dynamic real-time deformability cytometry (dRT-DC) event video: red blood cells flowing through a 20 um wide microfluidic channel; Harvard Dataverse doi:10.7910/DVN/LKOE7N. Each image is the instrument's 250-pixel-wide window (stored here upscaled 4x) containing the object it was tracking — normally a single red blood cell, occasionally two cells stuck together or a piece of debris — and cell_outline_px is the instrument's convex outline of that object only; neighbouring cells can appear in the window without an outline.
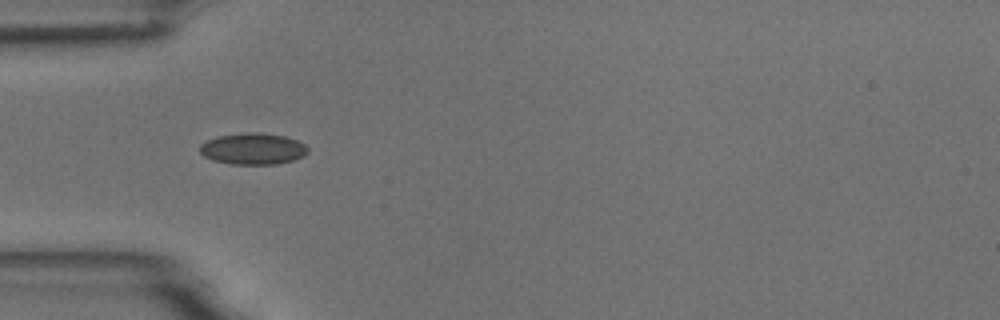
{"species": "common noctule bat (a hibernating species)", "species_latin": "Nyctalus noctula", "temperature_condition": "room temperature", "stored_images_in_passage": 11, "camera_frame_rate_fps": 3000, "um_per_image_px": 0.085, "animal": {"sex": "male", "body_mass_g": 18.8}, "frame": {"image": 1, "passage_image": 1, "time_ms": 0.0, "image_size_px": [1000, 320], "cell_outline_px": [[308, 152], [304, 156], [292, 160], [276, 164], [232, 164], [212, 160], [204, 156], [200, 152], [200, 144], [216, 136], [244, 132], [260, 132], [284, 136], [296, 140], [304, 144], [308, 148]], "centroid_in_image_um": [21.49, 12.64], "position_along_channel_um": 63.5, "area_um2": 19.83}}
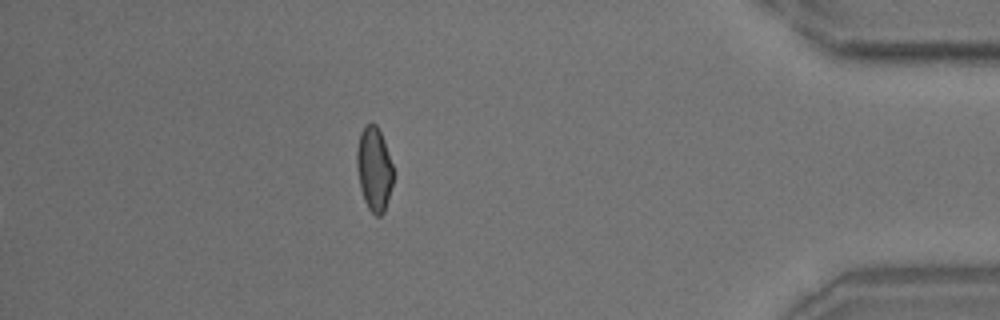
{"frame": {"image": 2, "passage_image": 10, "time_ms": 10.333, "image_size_px": [1000, 320], "cell_outline_px": [[396, 172], [384, 212], [380, 216], [376, 216], [368, 208], [364, 200], [360, 188], [356, 168], [356, 152], [360, 132], [364, 124], [376, 124], [384, 140]], "centroid_in_image_um": [31.81, 14.35], "position_along_channel_um": 403.4, "area_um2": 18.26}, "authors_computed_cell_mechanics": {"area_um2": 18.496, "velocity_mm_per_s": 3.7167, "shape_relaxation_time_tau1_ms": 7.1561, "shape_relaxation_time_tau2_ms": 0.7936, "deformation_change_tau1": 0.1081, "deformation_change_tau2": 0.0274}}